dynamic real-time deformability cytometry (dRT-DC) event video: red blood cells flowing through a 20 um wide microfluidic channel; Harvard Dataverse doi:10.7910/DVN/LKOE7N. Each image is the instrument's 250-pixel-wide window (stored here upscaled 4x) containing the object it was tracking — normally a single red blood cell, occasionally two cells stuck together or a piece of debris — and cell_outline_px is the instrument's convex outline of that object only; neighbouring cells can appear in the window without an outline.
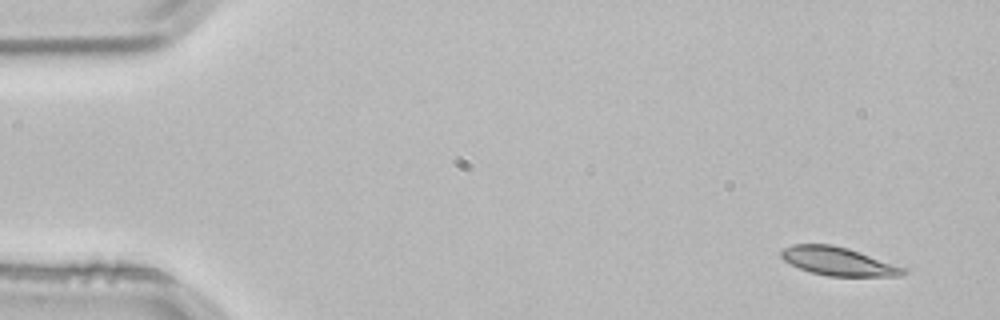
{"species": "common noctule bat (a hibernating species)", "species_latin": "Nyctalus noctula", "temperature_condition": "room temperature", "stored_images_in_passage": 3, "camera_frame_rate_fps": 3000, "um_per_image_px": 0.085, "animal": {"sex": "male", "body_mass_g": 21.5, "forearm_length_mm": 52.0}, "frame": {"image": 1, "passage_image": 1, "time_ms": 0.0, "image_size_px": [1000, 320], "cell_outline_px": [[908, 272], [900, 276], [828, 276], [812, 272], [800, 268], [784, 260], [780, 256], [780, 252], [784, 248], [792, 244], [832, 244], [848, 248], [908, 268]], "centroid_in_image_um": [71.29, 22.21], "position_along_channel_um": 13.7, "area_um2": 20.23}}